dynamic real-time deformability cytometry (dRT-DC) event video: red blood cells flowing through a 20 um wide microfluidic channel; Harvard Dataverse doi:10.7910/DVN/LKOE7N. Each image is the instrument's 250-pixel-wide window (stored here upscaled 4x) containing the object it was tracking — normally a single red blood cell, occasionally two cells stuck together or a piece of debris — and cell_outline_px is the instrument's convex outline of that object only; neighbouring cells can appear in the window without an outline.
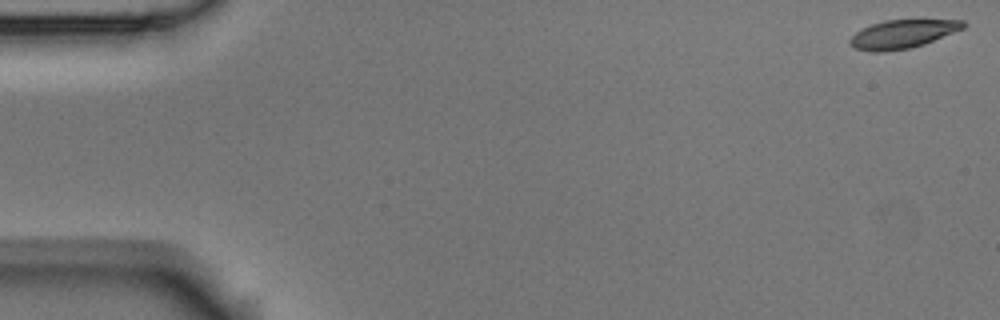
{"species": "Egyptian fruit bat (a non-hibernating species)", "species_latin": "Rousettus aegyptiacus", "temperature_condition": "room temperature", "stored_images_in_passage": 57, "camera_frame_rate_fps": 3000, "um_per_image_px": 0.085, "animal": {"sex": "male"}, "frame": {"image": 1, "passage_image": 1, "time_ms": 0.0, "image_size_px": [1000, 320], "cell_outline_px": [[968, 24], [964, 28], [924, 44], [908, 48], [884, 52], [872, 52], [856, 48], [848, 40], [856, 32], [872, 24], [884, 20], [964, 20]], "centroid_in_image_um": [76.74, 2.89], "position_along_channel_um": 8.3, "area_um2": 18.55}}
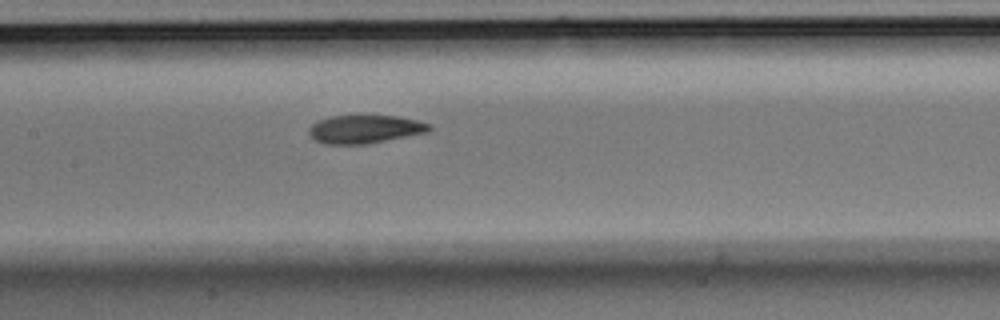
{"frame": {"image": 2, "passage_image": 27, "time_ms": 8.667, "image_size_px": [1000, 320], "cell_outline_px": [[432, 128], [428, 132], [364, 144], [324, 144], [312, 140], [308, 132], [308, 128], [316, 120], [332, 116], [396, 116], [416, 120], [432, 124]], "centroid_in_image_um": [30.96, 10.98], "position_along_channel_um": 176.4, "area_um2": 19.83}}
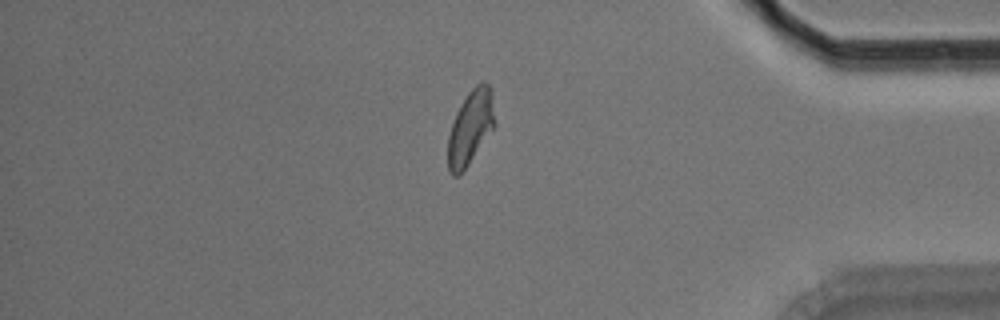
{"frame": {"image": 3, "passage_image": 48, "time_ms": 15.667, "image_size_px": [1000, 320], "cell_outline_px": [[496, 124], [460, 176], [452, 176], [448, 172], [448, 136], [456, 112], [460, 104], [468, 92], [480, 80], [484, 80], [492, 88]], "centroid_in_image_um": [40.0, 10.8], "position_along_channel_um": 395.2, "area_um2": 20.58}, "authors_computed_cell_mechanics": {"area_um2": 20.23, "velocity_mm_per_s": 3.5422, "shape_relaxation_time_tau1_ms": 3.5934, "shape_relaxation_time_tau2_ms": 2.637, "deformation_change_tau1": 0.151, "deformation_change_tau2": 0.0662}}